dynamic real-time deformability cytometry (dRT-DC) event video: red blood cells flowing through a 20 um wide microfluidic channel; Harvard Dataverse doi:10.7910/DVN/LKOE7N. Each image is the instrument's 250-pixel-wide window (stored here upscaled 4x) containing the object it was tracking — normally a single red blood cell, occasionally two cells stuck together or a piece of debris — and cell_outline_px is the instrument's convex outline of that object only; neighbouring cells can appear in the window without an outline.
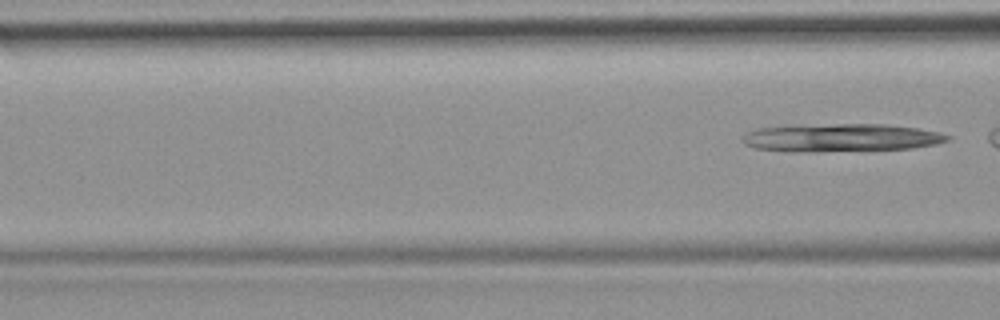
{"species": "common noctule bat (a hibernating species)", "species_latin": "Nyctalus noctula", "temperature_condition": "room temperature", "stored_images_in_passage": 5, "segment_of_instrument_passage": [2, 2], "camera_frame_rate_fps": 3000, "um_per_image_px": 0.085, "animal": {"sex": "female", "body_mass_g": 19.9}, "frame": {"image": 1, "passage_image": 5, "time_ms": 5.333, "image_size_px": [1000, 320], "cell_outline_px": [[952, 140], [936, 144], [912, 148], [804, 152], [756, 148], [744, 144], [740, 140], [748, 132], [756, 128], [836, 124], [884, 124], [916, 128], [940, 132], [952, 136]], "centroid_in_image_um": [71.56, 11.71], "position_along_channel_um": 95.0, "area_um2": 33.06}}